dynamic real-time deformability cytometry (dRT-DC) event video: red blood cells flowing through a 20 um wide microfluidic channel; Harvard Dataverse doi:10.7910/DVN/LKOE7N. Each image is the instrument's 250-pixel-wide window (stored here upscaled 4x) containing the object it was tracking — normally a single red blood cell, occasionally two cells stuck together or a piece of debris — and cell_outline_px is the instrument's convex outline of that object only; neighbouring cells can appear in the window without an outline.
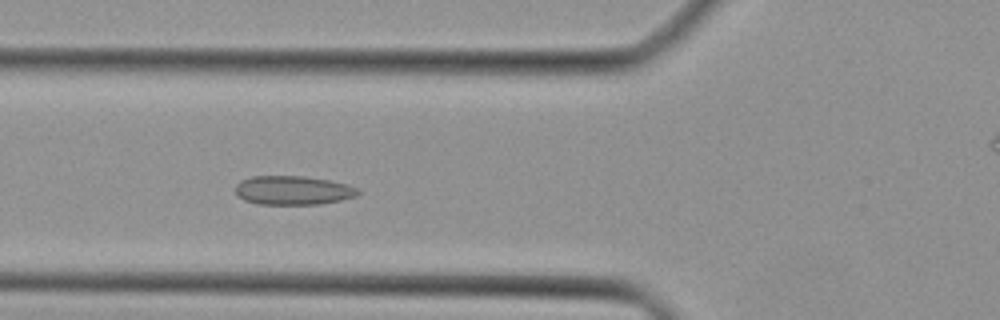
{"species": "Egyptian fruit bat (a non-hibernating species)", "species_latin": "Rousettus aegyptiacus", "temperature_condition": "cold", "stored_images_in_passage": 42, "camera_frame_rate_fps": 3000, "um_per_image_px": 0.085, "animal": {"sex": "female"}, "frame": {"image": 1, "passage_image": 13, "time_ms": 4.0, "image_size_px": [1000, 320], "cell_outline_px": [[360, 192], [356, 196], [340, 200], [320, 204], [256, 204], [244, 200], [236, 196], [236, 184], [240, 180], [252, 176], [304, 176], [328, 180], [348, 184], [356, 188]], "centroid_in_image_um": [24.87, 16.18], "position_along_channel_um": 100.9, "area_um2": 20.75}}
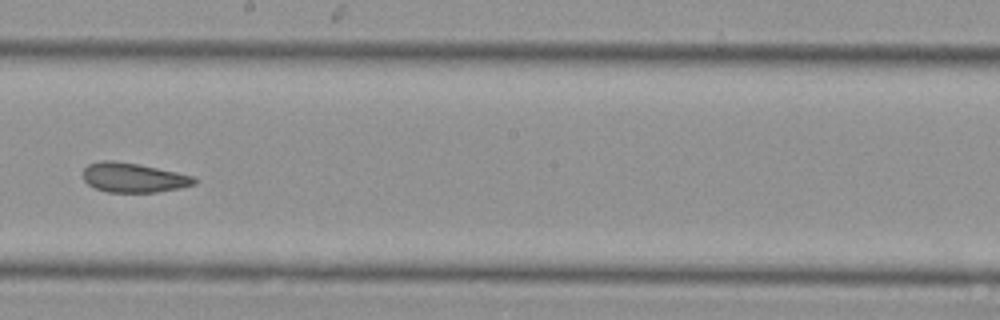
{"frame": {"image": 2, "passage_image": 22, "time_ms": 7.0, "image_size_px": [1000, 320], "cell_outline_px": [[196, 184], [180, 188], [156, 192], [108, 192], [96, 188], [88, 184], [84, 180], [84, 168], [88, 164], [100, 160], [116, 160], [140, 164], [196, 176]], "centroid_in_image_um": [11.37, 15.08], "position_along_channel_um": 236.8, "area_um2": 19.31}}
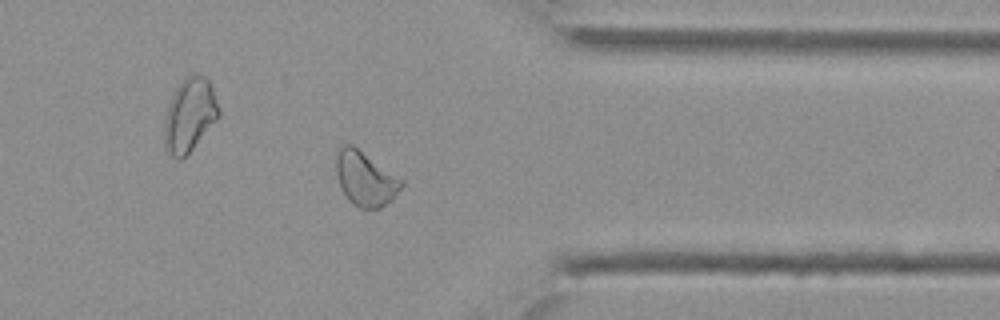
{"frame": {"image": 3, "passage_image": 32, "time_ms": 10.333, "image_size_px": [1000, 320], "cell_outline_px": [[404, 184], [392, 200], [380, 208], [360, 208], [352, 204], [348, 200], [340, 188], [336, 172], [336, 156], [340, 148], [344, 144], [352, 144], [404, 180]], "centroid_in_image_um": [31.05, 15.2], "position_along_channel_um": 380.3, "area_um2": 20.75}}